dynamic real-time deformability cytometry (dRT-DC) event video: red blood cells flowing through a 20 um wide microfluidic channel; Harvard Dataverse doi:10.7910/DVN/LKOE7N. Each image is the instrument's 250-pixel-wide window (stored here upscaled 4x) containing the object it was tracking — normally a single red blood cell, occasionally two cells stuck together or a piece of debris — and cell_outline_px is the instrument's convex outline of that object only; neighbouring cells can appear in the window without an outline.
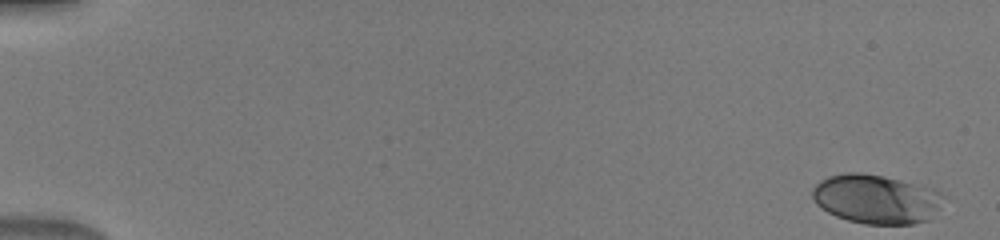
{"species": "human", "species_latin": "Homo sapiens", "temperature_condition": "warm", "stored_images_in_passage": 50, "camera_frame_rate_fps": 3000, "um_per_image_px": 0.085, "donor": {"sex": "male"}, "frame": {"image": 1, "passage_image": 1, "time_ms": 0.0, "image_size_px": [1000, 240], "cell_outline_px": [[944, 196], [928, 220], [912, 224], [864, 224], [848, 220], [836, 216], [828, 212], [816, 204], [812, 196], [812, 188], [820, 180], [828, 176], [848, 172], [860, 172], [884, 176], [936, 188]], "centroid_in_image_um": [74.44, 16.9], "position_along_channel_um": 10.6, "area_um2": 37.51}}
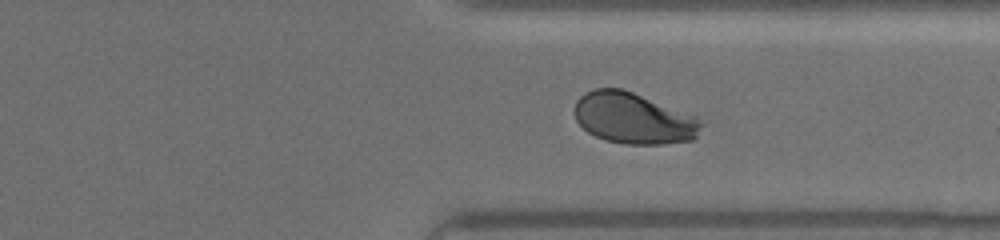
{"frame": {"image": 2, "passage_image": 39, "time_ms": 12.667, "image_size_px": [1000, 240], "cell_outline_px": [[704, 124], [696, 136], [692, 140], [664, 144], [624, 144], [604, 140], [588, 132], [576, 120], [576, 100], [584, 92], [592, 88], [620, 88], [632, 92], [696, 116]], "centroid_in_image_um": [53.85, 10.06], "position_along_channel_um": 357.6, "area_um2": 37.63}}
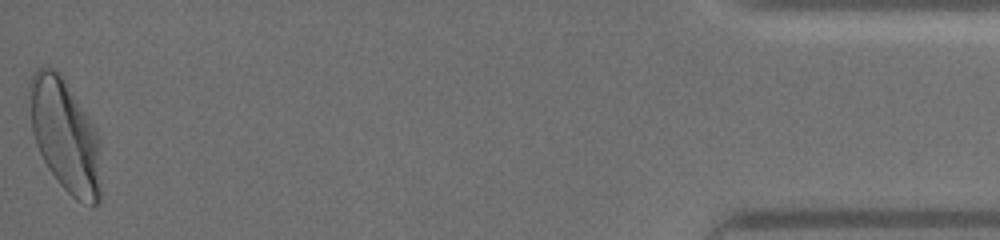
{"frame": {"image": 3, "passage_image": 50, "time_ms": 16.333, "image_size_px": [1000, 240], "cell_outline_px": [[100, 200], [96, 204], [92, 204], [76, 200], [60, 184], [48, 168], [36, 144], [32, 132], [28, 92], [28, 84], [36, 68], [56, 68], [64, 76], [96, 128], [100, 188]], "centroid_in_image_um": [5.49, 11.44], "position_along_channel_um": 429.7, "area_um2": 46.76}}